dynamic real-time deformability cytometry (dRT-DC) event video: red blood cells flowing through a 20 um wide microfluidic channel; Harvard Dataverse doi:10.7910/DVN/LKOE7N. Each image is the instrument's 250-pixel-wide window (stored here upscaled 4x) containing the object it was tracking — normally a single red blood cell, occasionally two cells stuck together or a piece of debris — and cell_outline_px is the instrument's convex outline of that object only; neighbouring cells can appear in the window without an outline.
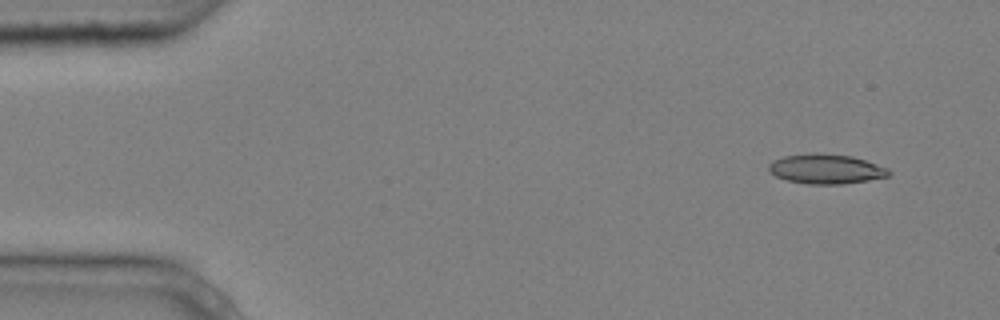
{"species": "common noctule bat (a hibernating species)", "species_latin": "Nyctalus noctula", "temperature_condition": "cold", "stored_images_in_passage": 5, "segment_of_instrument_passage": [2, 2], "camera_frame_rate_fps": 3000, "um_per_image_px": 0.085, "animal": {"sex": "male", "body_mass_g": 20.4}, "frame": {"image": 1, "passage_image": 5, "time_ms": 1.333, "image_size_px": [1000, 320], "cell_outline_px": [[892, 172], [888, 176], [868, 180], [844, 184], [808, 184], [788, 180], [776, 176], [768, 168], [768, 164], [772, 160], [784, 156], [808, 152], [816, 152], [852, 156], [888, 168]], "centroid_in_image_um": [70.2, 14.35], "position_along_channel_um": 14.8, "area_um2": 20.87}}